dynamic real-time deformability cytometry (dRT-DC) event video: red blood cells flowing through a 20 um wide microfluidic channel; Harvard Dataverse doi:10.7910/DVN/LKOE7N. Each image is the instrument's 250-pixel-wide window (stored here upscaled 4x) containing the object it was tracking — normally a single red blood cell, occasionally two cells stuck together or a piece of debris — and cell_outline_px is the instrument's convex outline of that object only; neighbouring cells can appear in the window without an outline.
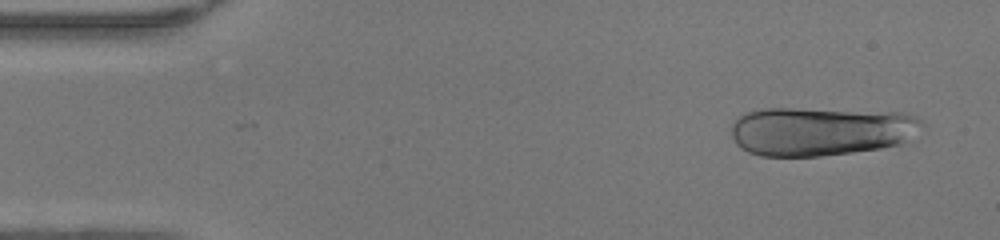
{"species": "human", "species_latin": "Homo sapiens", "temperature_condition": "warm", "stored_images_in_passage": 46, "camera_frame_rate_fps": 3000, "um_per_image_px": 0.085, "donor": {"sex": "female"}, "frame": {"image": 1, "passage_image": 3, "time_ms": 0.667, "image_size_px": [1000, 240], "cell_outline_px": [[924, 124], [912, 140], [900, 144], [880, 148], [852, 152], [820, 156], [760, 156], [748, 152], [736, 144], [732, 136], [732, 124], [744, 112], [764, 108], [788, 108], [900, 112], [916, 116]], "centroid_in_image_um": [69.78, 11.15], "position_along_channel_um": 15.2, "area_um2": 54.68}}
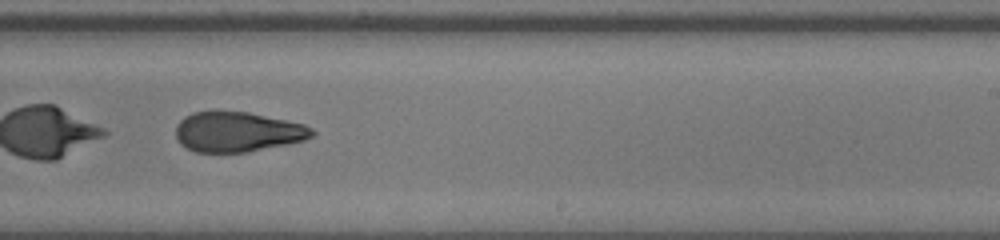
{"frame": {"image": 2, "passage_image": 29, "time_ms": 9.333, "image_size_px": [1000, 240], "cell_outline_px": [[316, 132], [312, 136], [304, 140], [288, 144], [248, 152], [196, 152], [180, 144], [176, 140], [176, 124], [184, 116], [192, 112], [248, 112], [304, 124], [312, 128]], "centroid_in_image_um": [20.18, 11.22], "position_along_channel_um": 268.8, "area_um2": 31.73}}
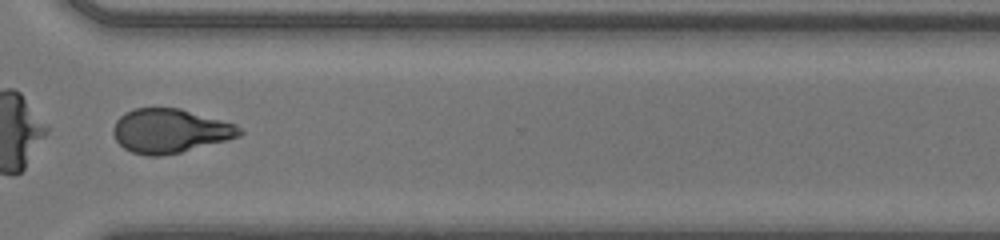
{"frame": {"image": 3, "passage_image": 35, "time_ms": 11.333, "image_size_px": [1000, 240], "cell_outline_px": [[244, 132], [240, 136], [228, 140], [180, 152], [160, 156], [148, 156], [132, 152], [124, 148], [116, 140], [112, 132], [112, 128], [116, 120], [124, 112], [136, 108], [180, 108], [236, 124]], "centroid_in_image_um": [14.44, 11.12], "position_along_channel_um": 356.2, "area_um2": 32.48}, "authors_computed_cell_mechanics": {"area_um2": 35.7493, "velocity_mm_per_s": 4.3283, "shape_relaxation_time_tau1_ms": null, "shape_relaxation_time_tau2_ms": 2.2845, "deformation_change_tau1": null, "deformation_change_tau2": 0.0987}}